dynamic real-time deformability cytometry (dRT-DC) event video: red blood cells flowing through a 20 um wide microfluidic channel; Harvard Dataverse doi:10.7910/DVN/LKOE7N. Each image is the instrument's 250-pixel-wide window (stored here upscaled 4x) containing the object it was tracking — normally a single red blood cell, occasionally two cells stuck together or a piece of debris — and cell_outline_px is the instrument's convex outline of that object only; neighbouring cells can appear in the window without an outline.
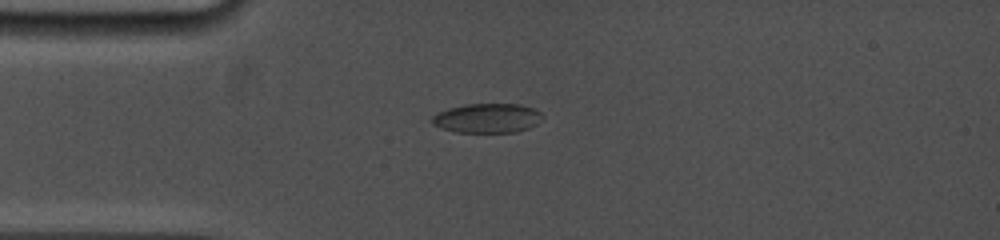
{"species": "common noctule bat (a hibernating species)", "species_latin": "Nyctalus noctula", "temperature_condition": "cold", "stored_images_in_passage": 2, "camera_frame_rate_fps": 5000, "um_per_image_px": 0.085, "animal": {"sex": "female", "body_mass_g": 19.0, "forearm_length_mm": 53.3}, "frame": {"image": 1, "passage_image": 1, "time_ms": 0.0, "image_size_px": [1000, 240], "cell_outline_px": [[544, 116], [536, 124], [528, 128], [516, 132], [456, 132], [440, 128], [432, 124], [428, 120], [432, 116], [448, 108], [464, 104], [520, 104], [532, 108], [540, 112]], "centroid_in_image_um": [41.38, 10.04], "position_along_channel_um": 43.6, "area_um2": 19.02}}